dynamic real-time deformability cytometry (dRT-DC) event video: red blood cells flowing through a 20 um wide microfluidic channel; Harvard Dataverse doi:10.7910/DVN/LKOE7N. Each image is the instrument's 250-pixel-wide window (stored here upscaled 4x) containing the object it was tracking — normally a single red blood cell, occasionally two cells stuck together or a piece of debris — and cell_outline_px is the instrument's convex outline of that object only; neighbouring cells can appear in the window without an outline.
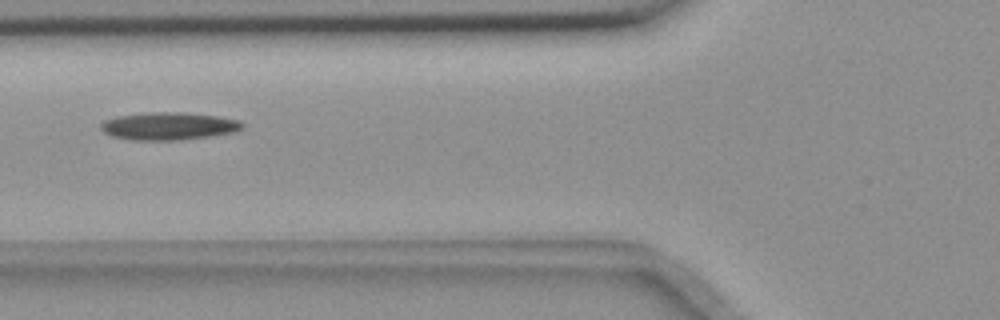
{"species": "common noctule bat (a hibernating species)", "species_latin": "Nyctalus noctula", "temperature_condition": "room temperature", "stored_images_in_passage": 5, "camera_frame_rate_fps": 3000, "um_per_image_px": 0.085, "animal": {"sex": "female", "body_mass_g": 18.4}, "frame": {"image": 1, "passage_image": 5, "time_ms": 1.333, "image_size_px": [1000, 320], "cell_outline_px": [[244, 128], [236, 132], [208, 136], [176, 140], [132, 140], [112, 136], [104, 132], [100, 128], [100, 124], [104, 120], [116, 116], [148, 112], [184, 112], [216, 116], [240, 120], [244, 124]], "centroid_in_image_um": [14.33, 10.71], "position_along_channel_um": 111.5, "area_um2": 22.89}}